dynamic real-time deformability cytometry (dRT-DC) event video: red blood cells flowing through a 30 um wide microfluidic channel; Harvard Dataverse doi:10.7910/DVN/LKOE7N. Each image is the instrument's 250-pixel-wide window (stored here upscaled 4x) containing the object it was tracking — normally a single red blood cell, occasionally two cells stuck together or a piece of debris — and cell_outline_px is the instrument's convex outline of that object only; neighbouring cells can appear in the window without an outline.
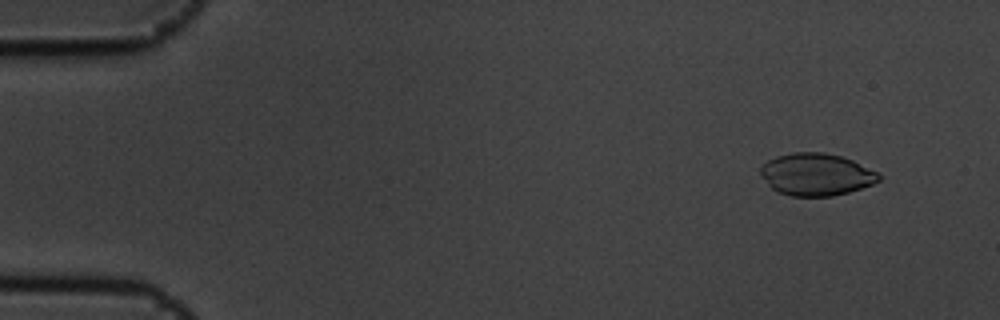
{"species": "common noctule bat (a hibernating species)", "species_latin": "Nyctalus noctula", "temperature_condition": "cold", "stored_images_in_passage": 6, "camera_frame_rate_fps": 3000, "um_per_image_px": 0.085, "animal": {"sex": "male", "body_mass_g": 19.5, "forearm_length_mm": 54.6}, "frame": {"image": 1, "passage_image": 1, "time_ms": 0.0, "image_size_px": [1000, 320], "cell_outline_px": [[880, 180], [872, 184], [848, 192], [832, 196], [792, 196], [776, 192], [760, 176], [760, 168], [768, 160], [776, 156], [792, 152], [824, 152], [840, 156], [852, 160], [876, 172], [880, 176]], "centroid_in_image_um": [69.33, 14.83], "position_along_channel_um": 15.7, "area_um2": 29.02}}
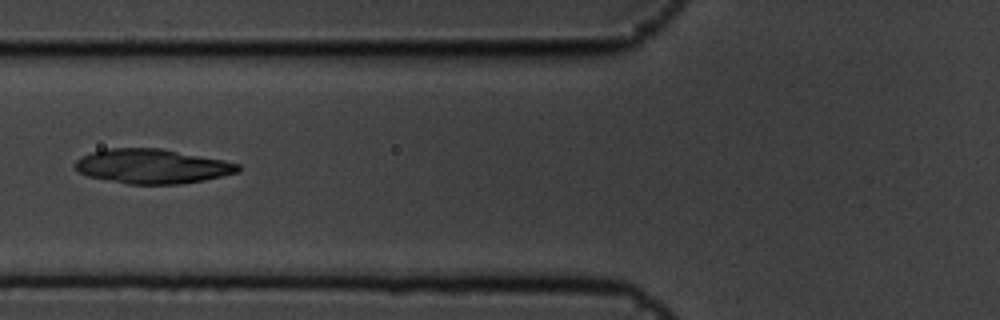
{"frame": {"image": 2, "passage_image": 6, "time_ms": 1.667, "image_size_px": [1000, 320], "cell_outline_px": [[240, 172], [204, 180], [180, 184], [128, 184], [88, 176], [80, 172], [76, 168], [76, 160], [92, 152], [108, 148], [160, 148], [224, 160], [240, 164]], "centroid_in_image_um": [12.98, 14.13], "position_along_channel_um": 112.8, "area_um2": 32.54}}